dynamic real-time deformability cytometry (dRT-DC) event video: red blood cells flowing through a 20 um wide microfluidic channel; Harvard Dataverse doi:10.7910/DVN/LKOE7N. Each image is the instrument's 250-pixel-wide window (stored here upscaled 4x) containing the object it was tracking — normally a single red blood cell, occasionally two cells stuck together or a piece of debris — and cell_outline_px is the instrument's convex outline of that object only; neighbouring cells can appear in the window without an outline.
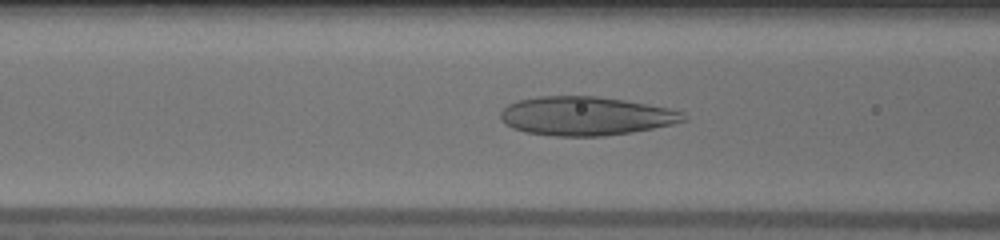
{"species": "human", "species_latin": "Homo sapiens", "temperature_condition": "warm", "stored_images_in_passage": 51, "camera_frame_rate_fps": 3000, "um_per_image_px": 0.085, "donor": {"sex": "male"}, "frame": {"image": 1, "passage_image": 20, "time_ms": 6.333, "image_size_px": [1000, 240], "cell_outline_px": [[688, 120], [672, 124], [632, 132], [604, 136], [552, 136], [524, 132], [512, 128], [504, 124], [500, 116], [500, 112], [508, 104], [516, 100], [536, 96], [596, 96], [624, 100], [648, 104], [668, 108], [684, 112], [688, 116]], "centroid_in_image_um": [49.77, 9.86], "position_along_channel_um": 116.8, "area_um2": 41.67}}
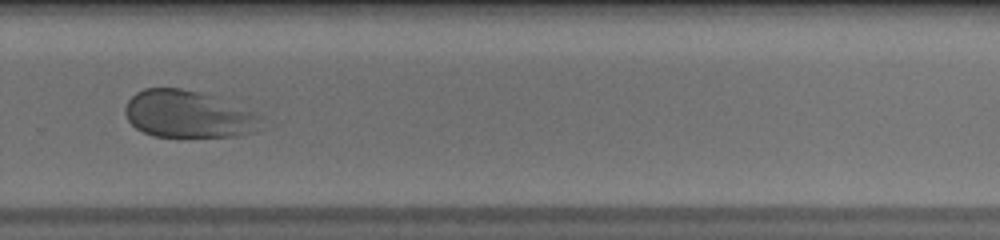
{"frame": {"image": 2, "passage_image": 35, "time_ms": 11.333, "image_size_px": [1000, 240], "cell_outline_px": [[264, 120], [256, 132], [236, 136], [152, 136], [136, 128], [128, 120], [124, 112], [124, 108], [128, 100], [136, 92], [144, 88], [180, 88], [200, 92], [260, 112]], "centroid_in_image_um": [16.05, 9.71], "position_along_channel_um": 313.8, "area_um2": 37.74}}
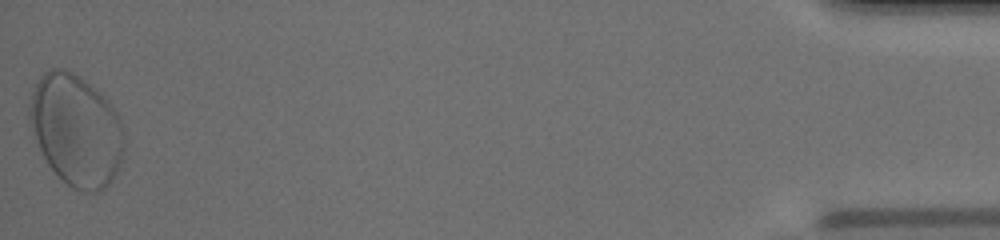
{"frame": {"image": 3, "passage_image": 51, "time_ms": 16.667, "image_size_px": [1000, 240], "cell_outline_px": [[124, 148], [120, 164], [112, 180], [104, 188], [96, 192], [80, 192], [72, 188], [48, 164], [36, 140], [28, 116], [28, 112], [32, 92], [40, 76], [44, 72], [52, 68], [64, 68], [80, 76], [104, 96], [120, 116], [124, 132]], "centroid_in_image_um": [6.49, 11.05], "position_along_channel_um": 428.7, "area_um2": 61.38}}